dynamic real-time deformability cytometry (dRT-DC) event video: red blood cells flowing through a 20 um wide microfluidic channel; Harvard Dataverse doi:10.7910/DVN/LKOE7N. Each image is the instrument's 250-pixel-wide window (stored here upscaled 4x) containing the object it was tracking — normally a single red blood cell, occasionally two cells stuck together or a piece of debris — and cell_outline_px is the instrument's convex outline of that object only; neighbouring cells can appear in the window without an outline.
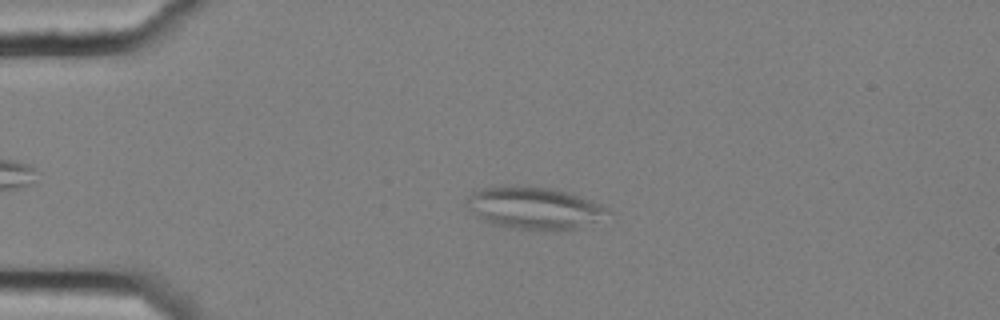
{"species": "common noctule bat (a hibernating species)", "species_latin": "Nyctalus noctula", "temperature_condition": "cold", "stored_images_in_passage": 5, "camera_frame_rate_fps": 3000, "um_per_image_px": 0.085, "animal": {"sex": "female", "body_mass_g": 25.1}, "frame": {"image": 1, "passage_image": 4, "time_ms": 1.0, "image_size_px": [1000, 320], "cell_outline_px": [[612, 212], [580, 228], [556, 232], [552, 232], [512, 228], [492, 224], [484, 220], [468, 208], [464, 204], [468, 196], [472, 192], [484, 188], [528, 184], [556, 188], [592, 200], [608, 208]], "centroid_in_image_um": [45.43, 17.68], "position_along_channel_um": 39.6, "area_um2": 35.37}}